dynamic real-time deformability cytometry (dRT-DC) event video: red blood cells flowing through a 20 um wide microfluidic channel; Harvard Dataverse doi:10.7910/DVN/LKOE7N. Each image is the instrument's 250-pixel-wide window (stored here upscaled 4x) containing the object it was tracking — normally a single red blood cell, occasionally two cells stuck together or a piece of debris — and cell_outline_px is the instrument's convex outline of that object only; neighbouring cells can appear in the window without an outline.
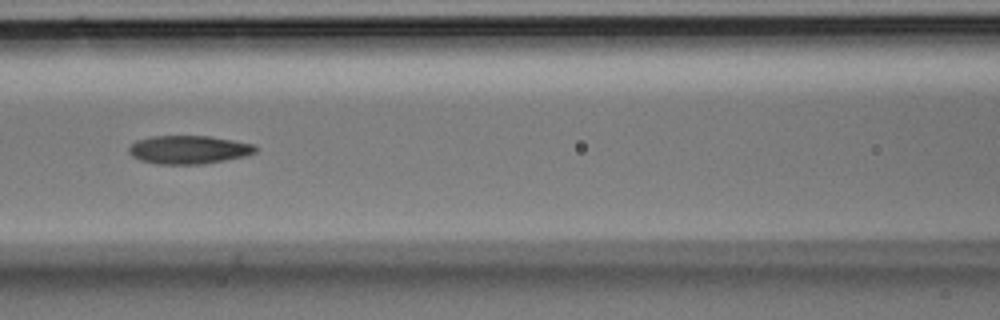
{"species": "Egyptian fruit bat (a non-hibernating species)", "species_latin": "Rousettus aegyptiacus", "temperature_condition": "room temperature", "stored_images_in_passage": 6, "camera_frame_rate_fps": 3000, "um_per_image_px": 0.085, "animal": {"sex": "male"}, "frame": {"image": 1, "passage_image": 6, "time_ms": 1.667, "image_size_px": [1000, 320], "cell_outline_px": [[256, 152], [244, 156], [224, 160], [200, 164], [156, 164], [140, 160], [132, 156], [128, 152], [128, 148], [136, 140], [148, 136], [208, 136], [232, 140], [252, 144], [256, 148]], "centroid_in_image_um": [15.98, 12.72], "position_along_channel_um": 150.6, "area_um2": 20.81}}